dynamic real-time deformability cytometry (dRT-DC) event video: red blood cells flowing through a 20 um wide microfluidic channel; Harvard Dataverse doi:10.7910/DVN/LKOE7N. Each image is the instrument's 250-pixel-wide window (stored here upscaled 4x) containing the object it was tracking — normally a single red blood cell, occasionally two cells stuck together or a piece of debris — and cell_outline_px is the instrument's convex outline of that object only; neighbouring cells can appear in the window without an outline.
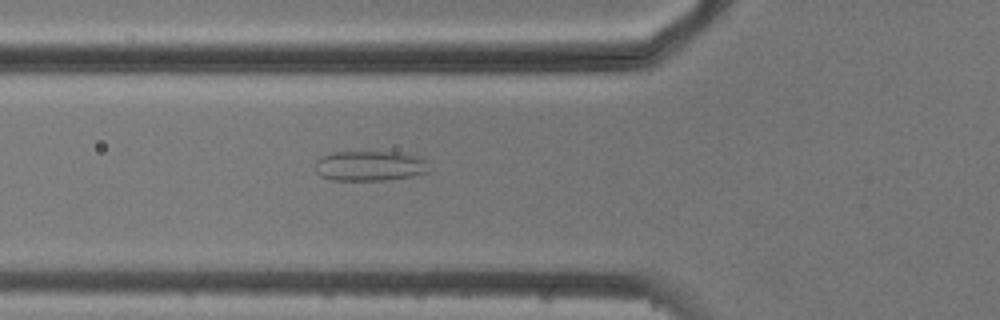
{"species": "common noctule bat (a hibernating species)", "species_latin": "Nyctalus noctula", "temperature_condition": "cold", "stored_images_in_passage": 4, "camera_frame_rate_fps": 3000, "um_per_image_px": 0.085, "animal": {"sex": "male", "body_mass_g": 20.5, "forearm_length_mm": 52.5}, "frame": {"image": 1, "passage_image": 4, "time_ms": 3.333, "image_size_px": [1000, 320], "cell_outline_px": [[428, 172], [412, 176], [388, 180], [332, 180], [320, 176], [316, 172], [316, 160], [320, 156], [332, 152], [400, 152], [416, 156], [424, 160]], "centroid_in_image_um": [31.38, 14.1], "position_along_channel_um": 94.4, "area_um2": 19.94}}